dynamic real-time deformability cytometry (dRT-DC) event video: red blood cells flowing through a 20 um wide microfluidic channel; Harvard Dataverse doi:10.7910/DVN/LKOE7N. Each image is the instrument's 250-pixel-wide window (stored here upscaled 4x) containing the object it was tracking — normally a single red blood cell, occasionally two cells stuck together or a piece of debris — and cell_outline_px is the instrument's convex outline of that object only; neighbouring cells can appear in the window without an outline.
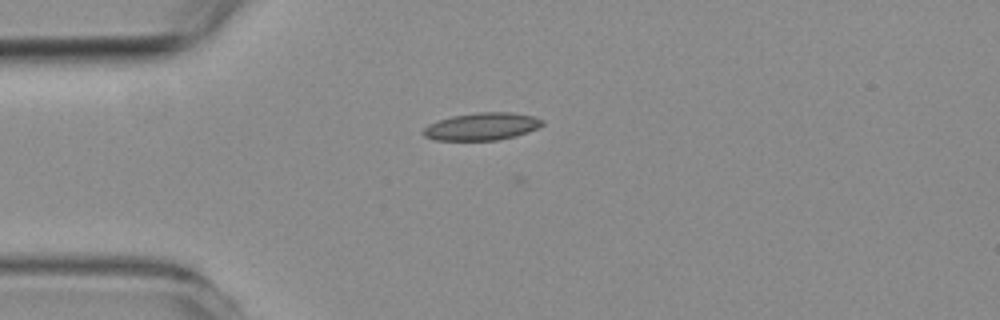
{"species": "common noctule bat (a hibernating species)", "species_latin": "Nyctalus noctula", "temperature_condition": "room temperature", "stored_images_in_passage": 6, "camera_frame_rate_fps": 3000, "um_per_image_px": 0.085, "animal": {"sex": "female", "body_mass_g": 19.3, "forearm_length_mm": 54.1}, "frame": {"image": 1, "passage_image": 2, "time_ms": 0.333, "image_size_px": [1000, 320], "cell_outline_px": [[544, 124], [536, 128], [512, 136], [496, 140], [432, 140], [424, 136], [420, 132], [428, 124], [452, 116], [476, 112], [508, 112], [532, 116], [544, 120]], "centroid_in_image_um": [40.89, 10.75], "position_along_channel_um": 44.1, "area_um2": 18.84}}